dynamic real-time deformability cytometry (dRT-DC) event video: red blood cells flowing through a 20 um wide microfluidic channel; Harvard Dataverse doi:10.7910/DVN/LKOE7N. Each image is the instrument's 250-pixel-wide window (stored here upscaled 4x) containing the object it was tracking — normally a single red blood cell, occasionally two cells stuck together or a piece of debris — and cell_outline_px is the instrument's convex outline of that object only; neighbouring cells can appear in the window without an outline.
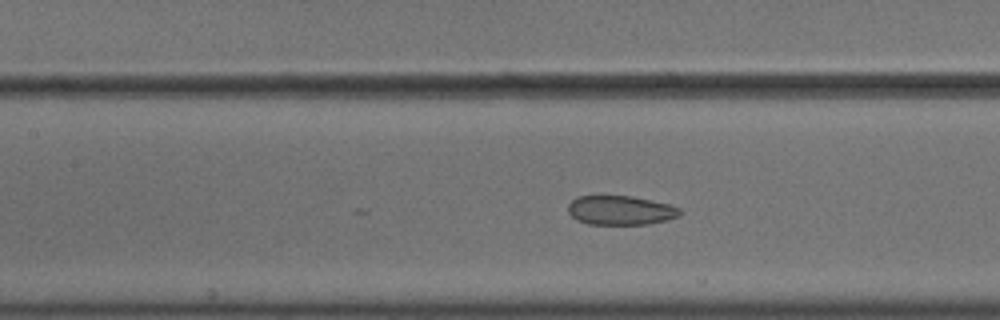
{"species": "common noctule bat (a hibernating species)", "species_latin": "Nyctalus noctula", "temperature_condition": "cold", "stored_images_in_passage": 27, "camera_frame_rate_fps": 3000, "um_per_image_px": 0.085, "animal": {"sex": "male", "body_mass_g": 18.8}, "frame": {"image": 1, "passage_image": 8, "time_ms": 2.333, "image_size_px": [1000, 320], "cell_outline_px": [[680, 216], [668, 220], [648, 224], [588, 224], [576, 220], [568, 212], [568, 204], [572, 200], [580, 196], [632, 196], [668, 204], [680, 208]], "centroid_in_image_um": [52.74, 17.88], "position_along_channel_um": 154.7, "area_um2": 19.02}}
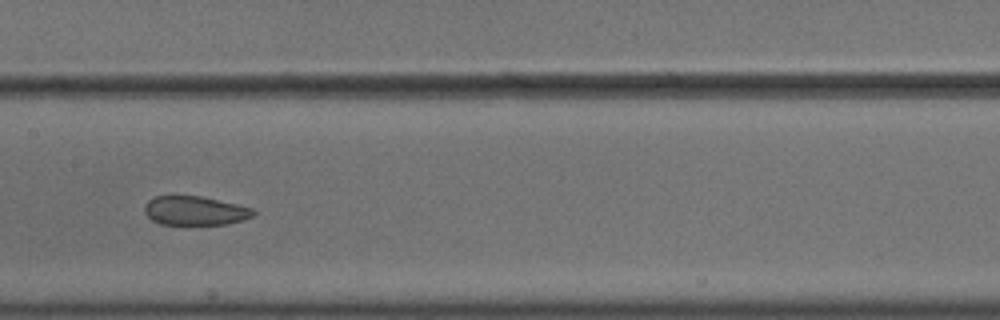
{"frame": {"image": 2, "passage_image": 11, "time_ms": 3.333, "image_size_px": [1000, 320], "cell_outline_px": [[256, 212], [252, 216], [244, 220], [228, 224], [160, 224], [152, 220], [144, 212], [144, 204], [148, 200], [156, 196], [200, 196], [236, 204], [252, 208]], "centroid_in_image_um": [16.56, 17.91], "position_along_channel_um": 190.8, "area_um2": 18.32}}
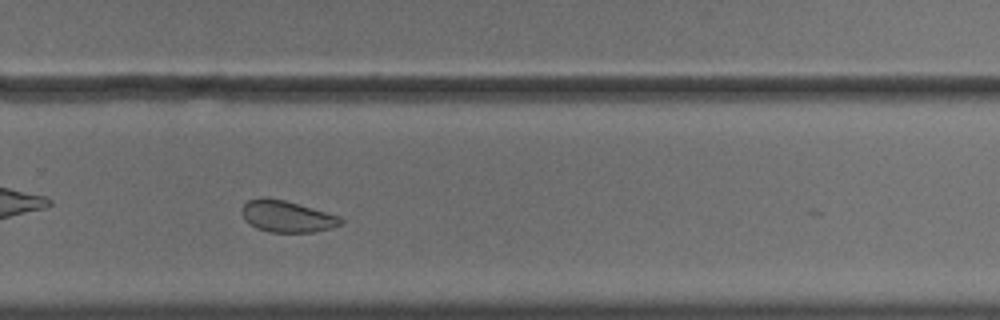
{"frame": {"image": 3, "passage_image": 15, "time_ms": 4.667, "image_size_px": [1000, 320], "cell_outline_px": [[344, 220], [340, 224], [332, 228], [312, 232], [268, 232], [256, 228], [248, 224], [244, 220], [244, 204], [248, 200], [260, 196], [264, 196], [284, 200], [340, 216]], "centroid_in_image_um": [24.38, 18.39], "position_along_channel_um": 305.4, "area_um2": 18.15}, "authors_computed_cell_mechanics": {"area_um2": 19.2474, "velocity_mm_per_s": 3.6414, "shape_relaxation_time_tau1_ms": null, "shape_relaxation_time_tau2_ms": 2.0991, "deformation_change_tau1": null, "deformation_change_tau2": 0.0798}}